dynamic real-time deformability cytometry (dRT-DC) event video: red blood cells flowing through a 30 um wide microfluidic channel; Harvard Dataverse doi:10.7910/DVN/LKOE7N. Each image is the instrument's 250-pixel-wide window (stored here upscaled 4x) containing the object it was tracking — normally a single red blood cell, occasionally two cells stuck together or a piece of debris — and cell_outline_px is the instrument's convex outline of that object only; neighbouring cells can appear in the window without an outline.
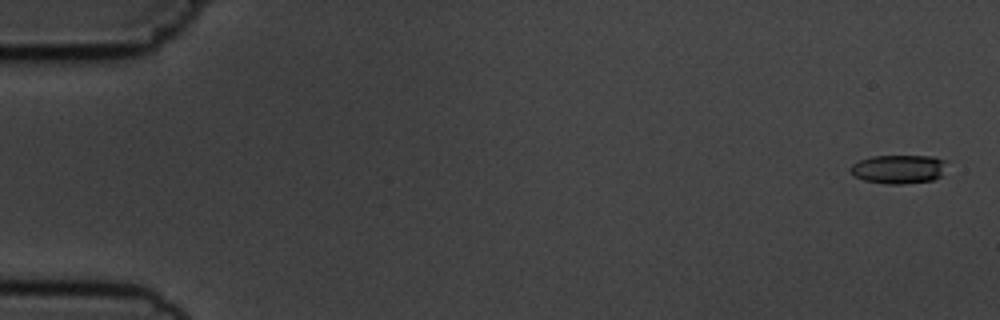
{"species": "common noctule bat (a hibernating species)", "species_latin": "Nyctalus noctula", "temperature_condition": "cold", "stored_images_in_passage": 5, "camera_frame_rate_fps": 3000, "um_per_image_px": 0.085, "animal": {"sex": "male", "body_mass_g": 19.5, "forearm_length_mm": 54.6}, "frame": {"image": 1, "passage_image": 1, "time_ms": 0.0, "image_size_px": [1000, 320], "cell_outline_px": [[948, 160], [940, 176], [932, 180], [904, 184], [888, 184], [864, 180], [856, 176], [848, 168], [852, 164], [860, 160], [872, 156], [932, 156]], "centroid_in_image_um": [76.39, 14.37], "position_along_channel_um": 8.6, "area_um2": 16.13}}
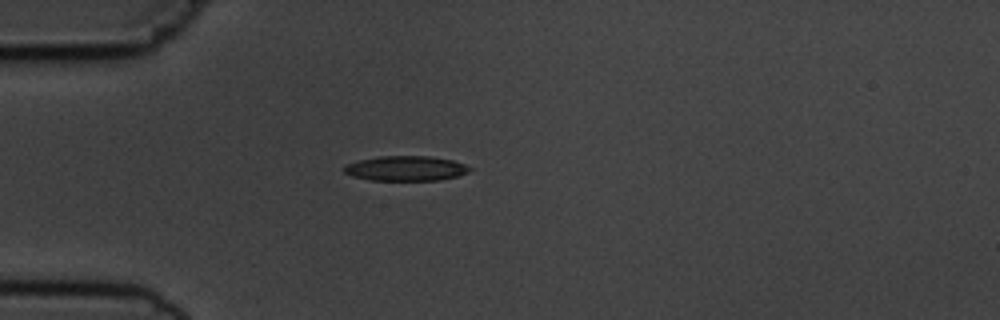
{"frame": {"image": 2, "passage_image": 5, "time_ms": 4.667, "image_size_px": [1000, 320], "cell_outline_px": [[472, 168], [468, 172], [456, 176], [440, 180], [372, 180], [352, 176], [344, 172], [344, 164], [360, 160], [380, 156], [432, 156], [452, 160], [464, 164]], "centroid_in_image_um": [34.49, 14.31], "position_along_channel_um": 50.5, "area_um2": 18.15}}